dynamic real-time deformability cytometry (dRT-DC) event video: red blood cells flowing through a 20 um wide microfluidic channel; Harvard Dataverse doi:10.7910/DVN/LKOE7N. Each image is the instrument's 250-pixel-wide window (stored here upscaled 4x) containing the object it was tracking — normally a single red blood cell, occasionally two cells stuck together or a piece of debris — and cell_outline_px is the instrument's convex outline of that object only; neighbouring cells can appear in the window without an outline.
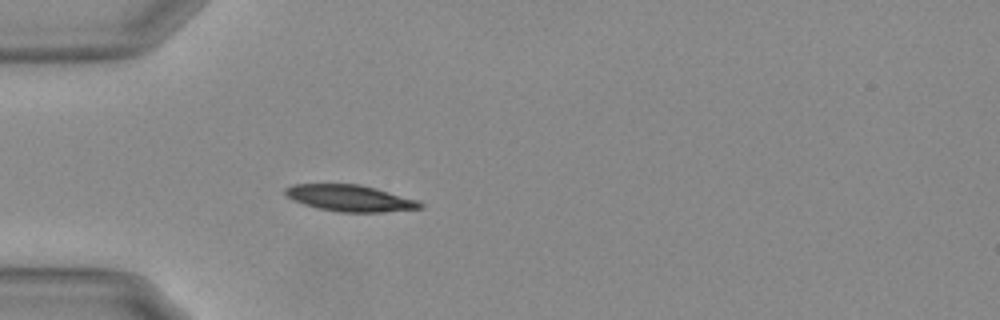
{"species": "Egyptian fruit bat (a non-hibernating species)", "species_latin": "Rousettus aegyptiacus", "temperature_condition": "warm", "stored_images_in_passage": 18, "camera_frame_rate_fps": 3000, "um_per_image_px": 0.085, "animal": {"sex": "female"}, "frame": {"image": 1, "passage_image": 1, "time_ms": 0.0, "image_size_px": [1000, 320], "cell_outline_px": [[424, 208], [380, 212], [340, 212], [320, 208], [304, 204], [288, 196], [284, 192], [284, 188], [292, 184], [360, 184], [376, 188], [416, 200], [424, 204]], "centroid_in_image_um": [29.77, 16.83], "position_along_channel_um": 55.2, "area_um2": 20.52}}
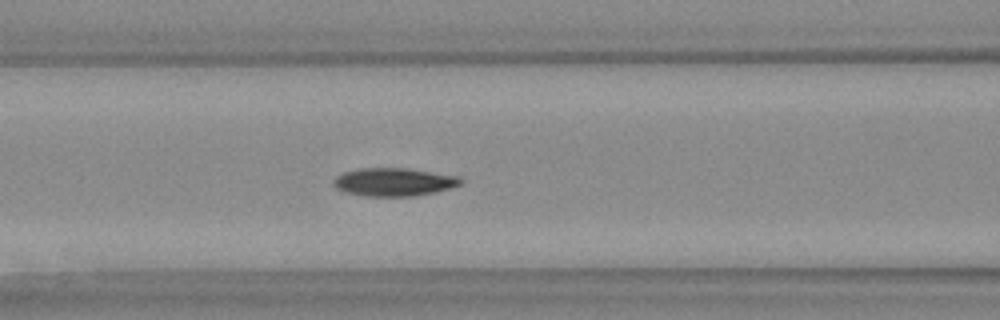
{"frame": {"image": 2, "passage_image": 8, "time_ms": 2.333, "image_size_px": [1000, 320], "cell_outline_px": [[464, 180], [460, 184], [452, 188], [436, 192], [416, 196], [364, 196], [344, 192], [336, 188], [332, 184], [336, 176], [344, 172], [364, 168], [404, 168], [460, 176]], "centroid_in_image_um": [33.5, 15.48], "position_along_channel_um": 133.1, "area_um2": 20.92}}
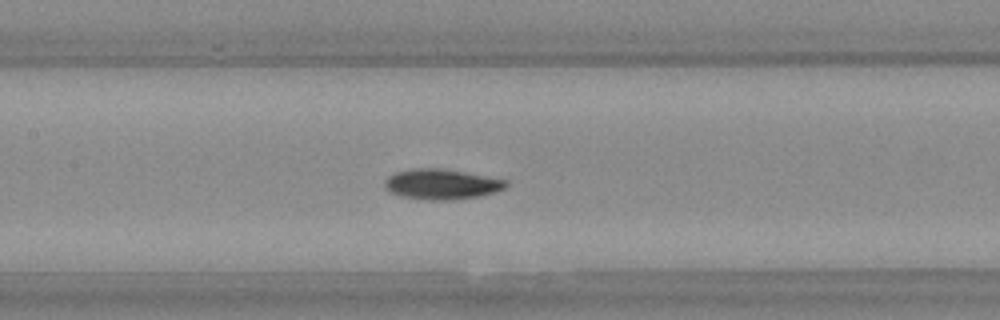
{"frame": {"image": 3, "passage_image": 11, "time_ms": 3.333, "image_size_px": [1000, 320], "cell_outline_px": [[508, 184], [504, 188], [480, 196], [456, 200], [420, 200], [400, 196], [388, 192], [384, 188], [384, 180], [388, 176], [396, 172], [416, 168], [440, 168], [508, 180]], "centroid_in_image_um": [37.47, 15.67], "position_along_channel_um": 169.9, "area_um2": 21.56}}